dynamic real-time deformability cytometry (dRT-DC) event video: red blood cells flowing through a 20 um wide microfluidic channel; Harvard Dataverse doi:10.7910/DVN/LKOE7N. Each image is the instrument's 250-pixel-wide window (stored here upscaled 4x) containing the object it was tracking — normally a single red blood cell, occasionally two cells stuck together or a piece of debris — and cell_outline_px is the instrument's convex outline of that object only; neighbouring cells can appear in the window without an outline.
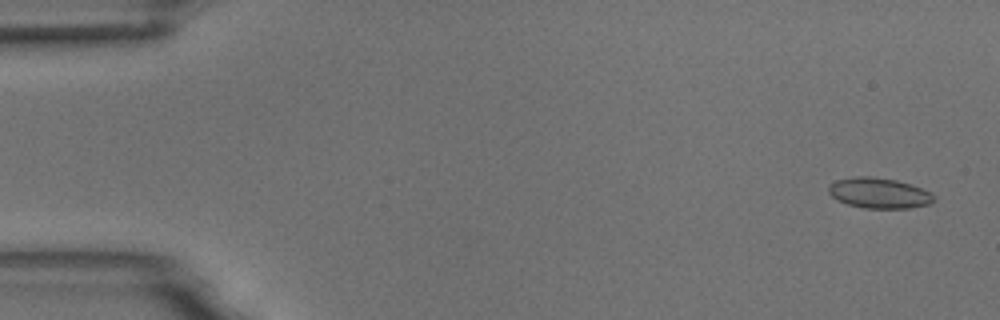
{"species": "common noctule bat (a hibernating species)", "species_latin": "Nyctalus noctula", "temperature_condition": "room temperature", "stored_images_in_passage": 5, "camera_frame_rate_fps": 3000, "um_per_image_px": 0.085, "animal": {"sex": "male", "body_mass_g": 18.8}, "frame": {"image": 1, "passage_image": 1, "time_ms": 0.0, "image_size_px": [1000, 320], "cell_outline_px": [[936, 196], [928, 204], [908, 208], [864, 208], [848, 204], [836, 200], [828, 192], [828, 188], [836, 180], [856, 176], [868, 176], [896, 180], [932, 192]], "centroid_in_image_um": [74.7, 16.41], "position_along_channel_um": 10.3, "area_um2": 18.5}}
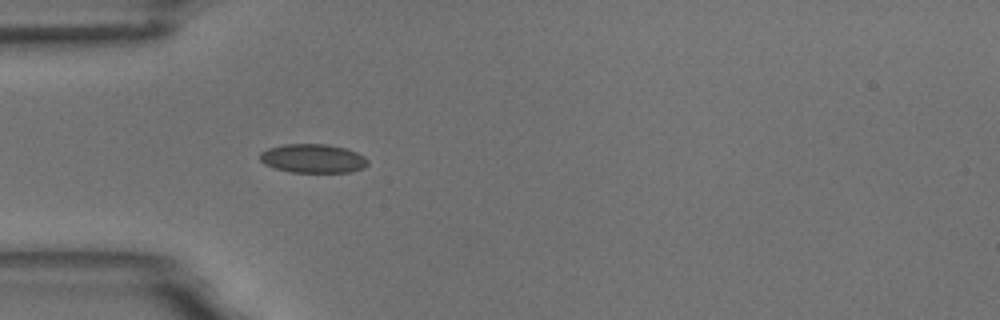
{"frame": {"image": 2, "passage_image": 5, "time_ms": 4.667, "image_size_px": [1000, 320], "cell_outline_px": [[368, 164], [364, 168], [352, 172], [292, 172], [276, 168], [264, 164], [260, 160], [260, 152], [268, 148], [284, 144], [328, 144], [344, 148], [356, 152], [364, 156], [368, 160]], "centroid_in_image_um": [26.61, 13.47], "position_along_channel_um": 58.4, "area_um2": 18.15}}